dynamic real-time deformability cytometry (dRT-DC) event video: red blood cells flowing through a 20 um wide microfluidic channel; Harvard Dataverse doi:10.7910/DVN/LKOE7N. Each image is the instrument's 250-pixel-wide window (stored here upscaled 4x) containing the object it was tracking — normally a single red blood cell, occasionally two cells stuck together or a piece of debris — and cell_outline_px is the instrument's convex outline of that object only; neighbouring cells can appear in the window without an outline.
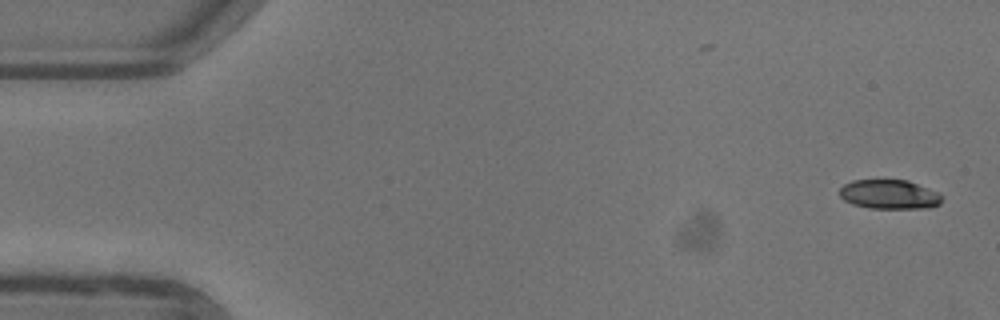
{"species": "common noctule bat (a hibernating species)", "species_latin": "Nyctalus noctula", "temperature_condition": "warm", "stored_images_in_passage": 51, "camera_frame_rate_fps": 3000, "um_per_image_px": 0.085, "animal": {"sex": "female"}, "frame": {"image": 1, "passage_image": 1, "time_ms": 0.0, "image_size_px": [1000, 320], "cell_outline_px": [[940, 204], [932, 208], [868, 208], [852, 204], [844, 200], [840, 196], [840, 188], [844, 184], [852, 180], [908, 180], [936, 192], [940, 196]], "centroid_in_image_um": [75.55, 16.53], "position_along_channel_um": 9.4, "area_um2": 17.34}}
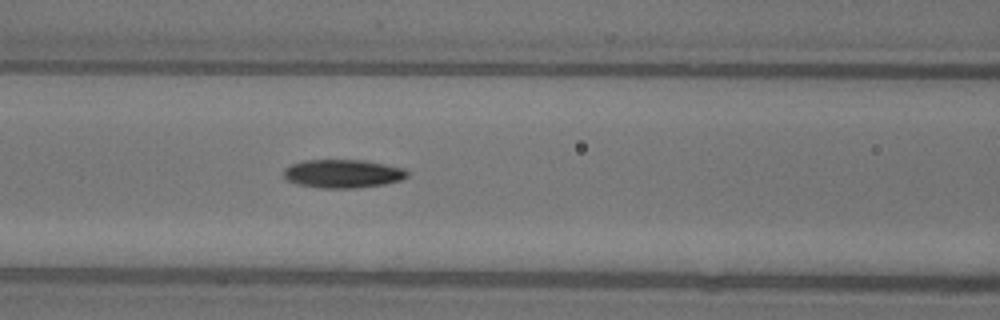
{"frame": {"image": 2, "passage_image": 21, "time_ms": 6.667, "image_size_px": [1000, 320], "cell_outline_px": [[408, 176], [400, 180], [384, 184], [356, 188], [320, 188], [296, 184], [288, 180], [284, 176], [284, 168], [292, 164], [304, 160], [364, 160], [404, 168], [408, 172]], "centroid_in_image_um": [29.13, 14.76], "position_along_channel_um": 137.5, "area_um2": 20.46}}
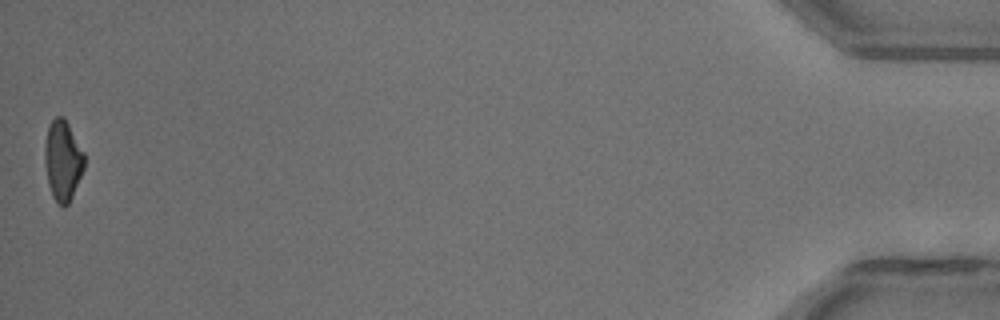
{"frame": {"image": 3, "passage_image": 51, "time_ms": 16.667, "image_size_px": [1000, 320], "cell_outline_px": [[84, 168], [72, 196], [68, 204], [64, 208], [52, 196], [48, 184], [44, 164], [44, 148], [48, 128], [52, 120], [56, 116], [64, 116], [84, 152]], "centroid_in_image_um": [5.32, 13.63], "position_along_channel_um": 429.9, "area_um2": 18.5}, "authors_computed_cell_mechanics": {"area_um2": 19.5364, "velocity_mm_per_s": 3.9566, "shape_relaxation_time_tau1_ms": 4.1024, "shape_relaxation_time_tau2_ms": 7.6266, "deformation_change_tau1": 0.1417, "deformation_change_tau2": 0.1657}}